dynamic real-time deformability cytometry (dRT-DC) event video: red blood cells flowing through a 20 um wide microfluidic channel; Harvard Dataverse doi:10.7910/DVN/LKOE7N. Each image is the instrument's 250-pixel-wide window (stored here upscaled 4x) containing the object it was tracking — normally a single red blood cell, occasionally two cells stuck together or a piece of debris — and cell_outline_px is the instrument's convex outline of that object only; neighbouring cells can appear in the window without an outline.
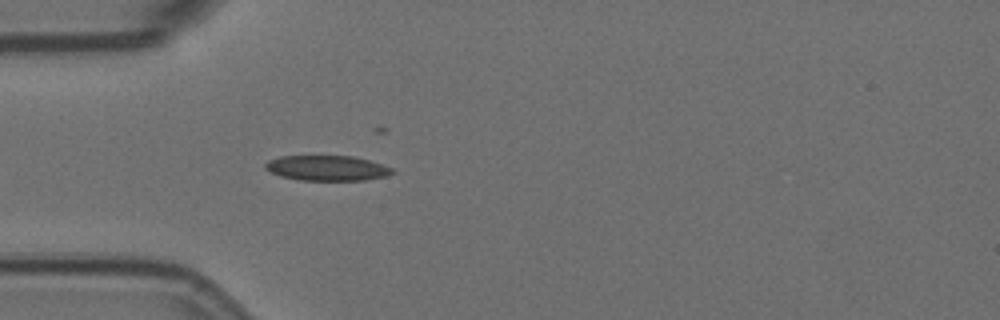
{"species": "Egyptian fruit bat (a non-hibernating species)", "species_latin": "Rousettus aegyptiacus", "temperature_condition": "room temperature", "stored_images_in_passage": 5, "camera_frame_rate_fps": 3000, "um_per_image_px": 0.085, "animal": {"sex": "female"}, "frame": {"image": 1, "passage_image": 5, "time_ms": 1.333, "image_size_px": [1000, 320], "cell_outline_px": [[396, 172], [388, 176], [364, 180], [300, 180], [280, 176], [264, 168], [264, 164], [268, 160], [280, 156], [352, 156], [368, 160], [392, 168]], "centroid_in_image_um": [27.79, 14.29], "position_along_channel_um": 57.2, "area_um2": 18.61}}